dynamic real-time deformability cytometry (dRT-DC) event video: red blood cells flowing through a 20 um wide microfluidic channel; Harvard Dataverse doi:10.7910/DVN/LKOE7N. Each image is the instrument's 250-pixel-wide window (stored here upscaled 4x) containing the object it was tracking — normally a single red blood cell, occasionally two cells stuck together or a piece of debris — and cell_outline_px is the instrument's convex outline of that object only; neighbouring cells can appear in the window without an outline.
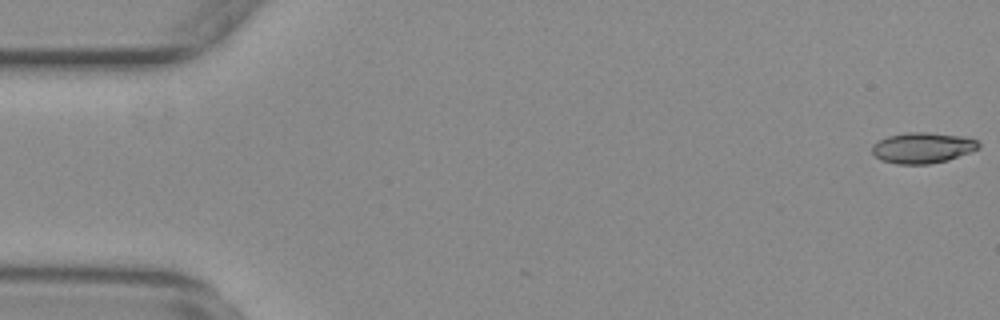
{"species": "common noctule bat (a hibernating species)", "species_latin": "Nyctalus noctula", "temperature_condition": "warm", "stored_images_in_passage": 56, "camera_frame_rate_fps": 3000, "um_per_image_px": 0.085, "animal": {"sex": "female", "body_mass_g": 29.2, "forearm_length_mm": 56.3}, "frame": {"image": 1, "passage_image": 1, "time_ms": 0.0, "image_size_px": [1000, 320], "cell_outline_px": [[980, 148], [948, 160], [928, 164], [896, 164], [880, 160], [872, 152], [872, 144], [888, 136], [908, 132], [924, 132], [960, 136], [976, 140], [980, 144]], "centroid_in_image_um": [78.39, 12.57], "position_along_channel_um": 6.6, "area_um2": 18.96}}
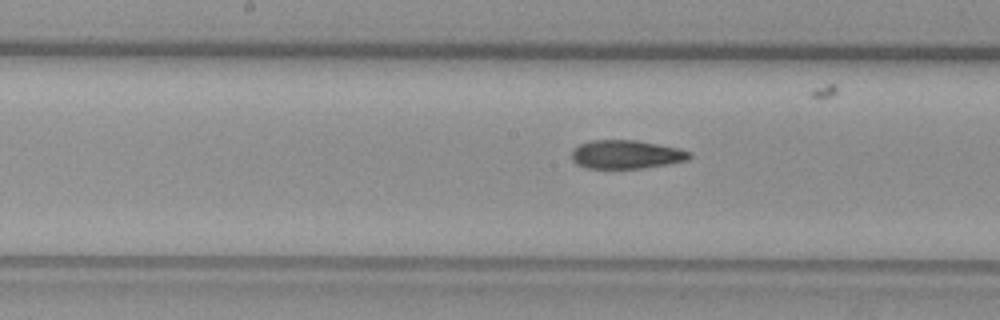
{"frame": {"image": 2, "passage_image": 28, "time_ms": 9.0, "image_size_px": [1000, 320], "cell_outline_px": [[692, 156], [688, 160], [668, 164], [640, 168], [584, 168], [576, 164], [572, 160], [572, 148], [588, 140], [636, 140], [680, 148], [692, 152]], "centroid_in_image_um": [53.22, 13.12], "position_along_channel_um": 195.0, "area_um2": 19.83}}
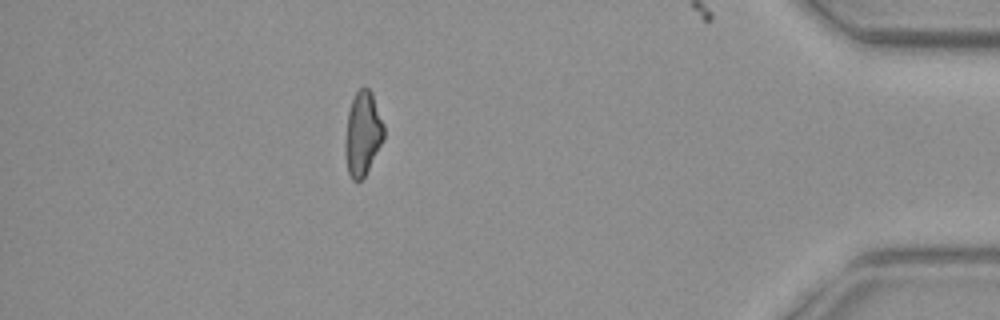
{"frame": {"image": 3, "passage_image": 49, "time_ms": 16.0, "image_size_px": [1000, 320], "cell_outline_px": [[384, 140], [364, 176], [360, 180], [352, 180], [348, 172], [344, 152], [344, 144], [348, 112], [352, 100], [356, 92], [360, 88], [368, 88], [372, 92], [384, 124]], "centroid_in_image_um": [30.83, 11.35], "position_along_channel_um": 404.4, "area_um2": 18.96}, "authors_computed_cell_mechanics": {"area_um2": 19.7098, "velocity_mm_per_s": 3.745, "shape_relaxation_time_tau1_ms": null, "shape_relaxation_time_tau2_ms": 4.0308, "deformation_change_tau1": null, "deformation_change_tau2": 0.119}}